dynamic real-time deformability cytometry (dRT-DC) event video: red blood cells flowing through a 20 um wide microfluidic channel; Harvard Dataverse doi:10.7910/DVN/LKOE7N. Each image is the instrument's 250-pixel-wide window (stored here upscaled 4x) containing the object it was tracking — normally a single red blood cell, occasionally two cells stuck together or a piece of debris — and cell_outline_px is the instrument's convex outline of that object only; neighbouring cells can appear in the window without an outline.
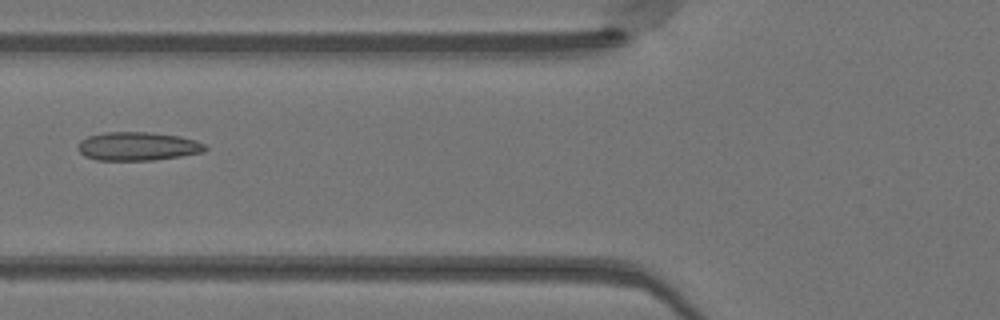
{"species": "Egyptian fruit bat (a non-hibernating species)", "species_latin": "Rousettus aegyptiacus", "temperature_condition": "warm", "stored_images_in_passage": 47, "camera_frame_rate_fps": 3000, "um_per_image_px": 0.085, "animal": {"sex": "female"}, "frame": {"image": 1, "passage_image": 19, "time_ms": 6.0, "image_size_px": [1000, 320], "cell_outline_px": [[208, 148], [204, 152], [180, 156], [152, 160], [96, 160], [84, 156], [76, 148], [76, 144], [80, 140], [88, 136], [104, 132], [148, 132], [180, 136], [196, 140], [204, 144]], "centroid_in_image_um": [11.67, 12.43], "position_along_channel_um": 114.1, "area_um2": 21.33}}
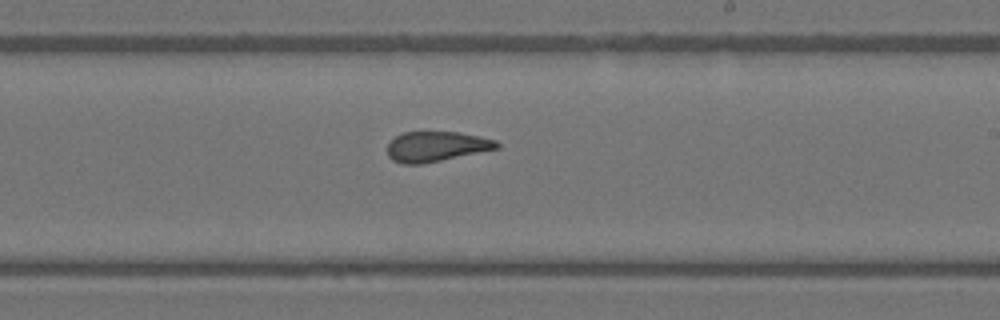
{"frame": {"image": 2, "passage_image": 29, "time_ms": 9.333, "image_size_px": [1000, 320], "cell_outline_px": [[500, 148], [420, 164], [404, 164], [392, 160], [388, 156], [388, 144], [396, 136], [404, 132], [460, 132], [496, 140], [500, 144]], "centroid_in_image_um": [37.09, 12.45], "position_along_channel_um": 251.9, "area_um2": 19.02}}
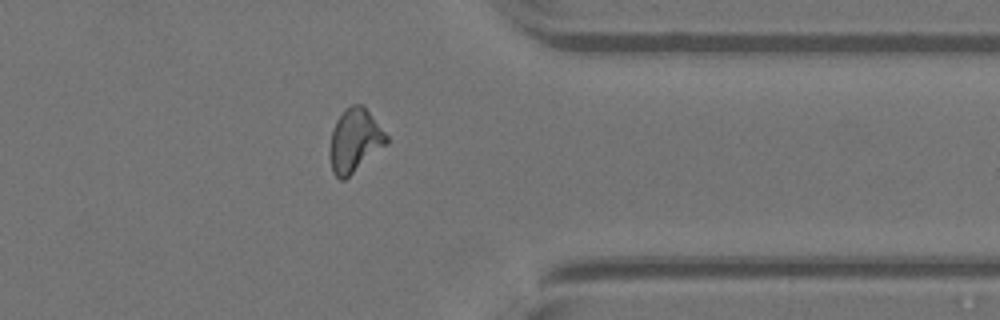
{"frame": {"image": 3, "passage_image": 39, "time_ms": 12.667, "image_size_px": [1000, 320], "cell_outline_px": [[388, 144], [344, 180], [340, 180], [332, 172], [328, 156], [328, 148], [332, 128], [336, 120], [344, 108], [352, 104], [364, 104], [388, 136]], "centroid_in_image_um": [30.13, 11.93], "position_along_channel_um": 381.3, "area_um2": 21.5}}